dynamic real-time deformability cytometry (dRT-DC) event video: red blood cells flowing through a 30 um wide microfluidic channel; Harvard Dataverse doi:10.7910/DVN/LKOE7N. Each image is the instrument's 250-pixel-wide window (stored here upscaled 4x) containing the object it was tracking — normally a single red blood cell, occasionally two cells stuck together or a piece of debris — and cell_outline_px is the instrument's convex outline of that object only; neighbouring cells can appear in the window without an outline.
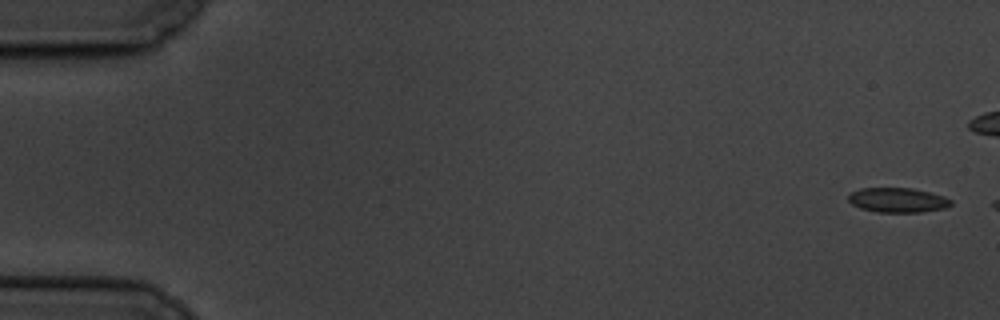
{"species": "common noctule bat (a hibernating species)", "species_latin": "Nyctalus noctula", "temperature_condition": "cold", "stored_images_in_passage": 6, "camera_frame_rate_fps": 3000, "um_per_image_px": 0.085, "animal": {"sex": "male", "body_mass_g": 19.5, "forearm_length_mm": 54.6}, "frame": {"image": 1, "passage_image": 1, "time_ms": 0.0, "image_size_px": [1000, 320], "cell_outline_px": [[952, 204], [944, 208], [920, 212], [876, 212], [860, 208], [852, 204], [848, 200], [848, 196], [852, 192], [860, 188], [912, 188], [944, 196], [952, 200]], "centroid_in_image_um": [76.29, 17.01], "position_along_channel_um": 8.7, "area_um2": 14.68}}